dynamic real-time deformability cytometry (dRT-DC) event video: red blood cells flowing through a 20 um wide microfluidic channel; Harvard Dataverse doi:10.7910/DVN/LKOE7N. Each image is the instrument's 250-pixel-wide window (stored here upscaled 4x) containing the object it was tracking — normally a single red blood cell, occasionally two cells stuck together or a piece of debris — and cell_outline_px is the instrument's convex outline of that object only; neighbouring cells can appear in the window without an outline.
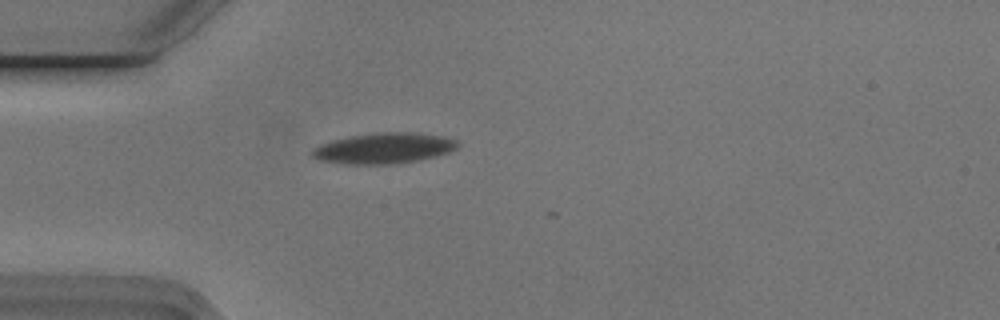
{"species": "Egyptian fruit bat (a non-hibernating species)", "species_latin": "Rousettus aegyptiacus", "temperature_condition": "cold", "stored_images_in_passage": 1, "camera_frame_rate_fps": 3000, "um_per_image_px": 0.085, "animal": {"sex": "male"}, "frame": {"image": 1, "passage_image": 1, "time_ms": 0.0, "image_size_px": [1000, 320], "cell_outline_px": [[460, 144], [456, 148], [448, 152], [436, 156], [420, 160], [392, 164], [344, 164], [320, 160], [312, 156], [308, 152], [312, 148], [320, 144], [352, 136], [380, 132], [408, 132], [444, 136], [456, 140]], "centroid_in_image_um": [32.62, 12.61], "position_along_channel_um": 52.4, "area_um2": 25.95}}